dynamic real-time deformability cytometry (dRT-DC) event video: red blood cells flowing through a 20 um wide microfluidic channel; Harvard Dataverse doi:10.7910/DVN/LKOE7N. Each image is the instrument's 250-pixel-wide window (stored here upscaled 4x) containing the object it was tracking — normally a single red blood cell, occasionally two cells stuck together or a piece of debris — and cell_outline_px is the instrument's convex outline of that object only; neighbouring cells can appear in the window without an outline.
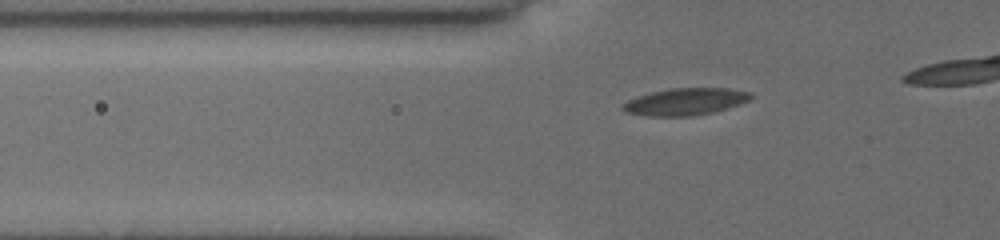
{"species": "common noctule bat (a hibernating species)", "species_latin": "Nyctalus noctula", "temperature_condition": "cold", "stored_images_in_passage": 30, "camera_frame_rate_fps": 3000, "um_per_image_px": 0.085, "animal": {"sex": "female", "body_mass_g": 19.5, "forearm_length_mm": 54.1}, "frame": {"image": 1, "passage_image": 2, "time_ms": 0.333, "image_size_px": [1000, 240], "cell_outline_px": [[752, 96], [748, 100], [712, 112], [692, 116], [648, 116], [624, 112], [620, 108], [628, 100], [636, 96], [652, 92], [672, 88], [728, 88], [752, 92]], "centroid_in_image_um": [58.2, 8.64], "position_along_channel_um": 67.6, "area_um2": 19.94}}
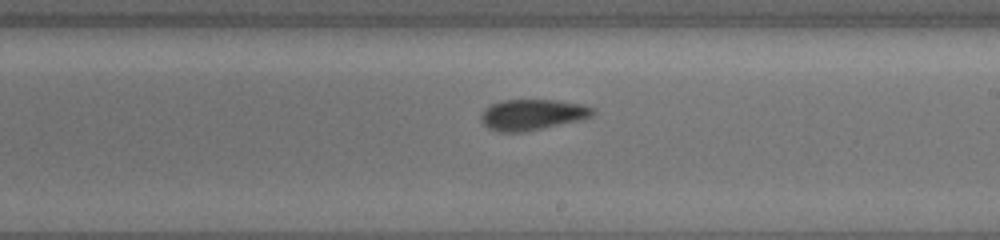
{"frame": {"image": 2, "passage_image": 16, "time_ms": 5.0, "image_size_px": [1000, 240], "cell_outline_px": [[596, 112], [592, 116], [576, 120], [524, 132], [500, 132], [488, 128], [480, 120], [480, 116], [484, 108], [500, 100], [556, 100], [584, 104], [596, 108]], "centroid_in_image_um": [45.23, 9.73], "position_along_channel_um": 243.8, "area_um2": 20.06}}
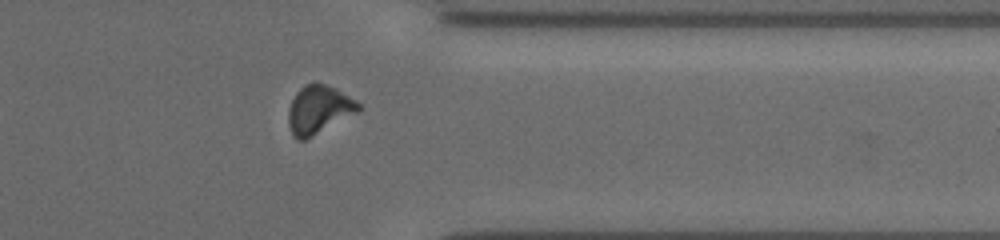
{"frame": {"image": 3, "passage_image": 27, "time_ms": 8.667, "image_size_px": [1000, 240], "cell_outline_px": [[364, 108], [360, 112], [304, 140], [296, 140], [292, 136], [288, 124], [288, 108], [296, 92], [300, 88], [312, 80], [316, 80], [336, 88], [356, 100]], "centroid_in_image_um": [27.11, 9.29], "position_along_channel_um": 384.3, "area_um2": 20.29}}